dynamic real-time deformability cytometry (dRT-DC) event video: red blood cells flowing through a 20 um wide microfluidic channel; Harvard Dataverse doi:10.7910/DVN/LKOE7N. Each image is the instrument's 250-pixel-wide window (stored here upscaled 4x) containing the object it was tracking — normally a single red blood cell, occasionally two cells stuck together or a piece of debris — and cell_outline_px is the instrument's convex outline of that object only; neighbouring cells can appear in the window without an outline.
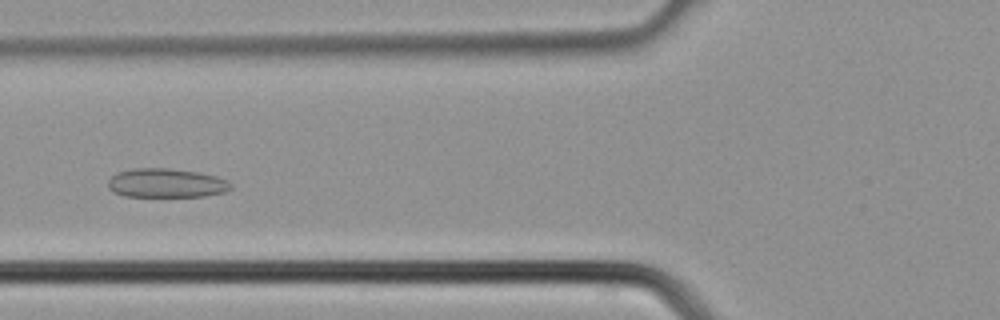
{"species": "common noctule bat (a hibernating species)", "species_latin": "Nyctalus noctula", "temperature_condition": "cold", "stored_images_in_passage": 37, "camera_frame_rate_fps": 3000, "um_per_image_px": 0.085, "animal": {"sex": "male", "body_mass_g": 21.5, "forearm_length_mm": 52.0}, "frame": {"image": 1, "passage_image": 13, "time_ms": 4.0, "image_size_px": [1000, 320], "cell_outline_px": [[232, 188], [224, 192], [204, 196], [124, 196], [112, 192], [108, 188], [108, 180], [116, 172], [132, 168], [168, 168], [200, 172], [216, 176], [228, 180], [232, 184]], "centroid_in_image_um": [14.12, 15.55], "position_along_channel_um": 111.7, "area_um2": 20.98}}
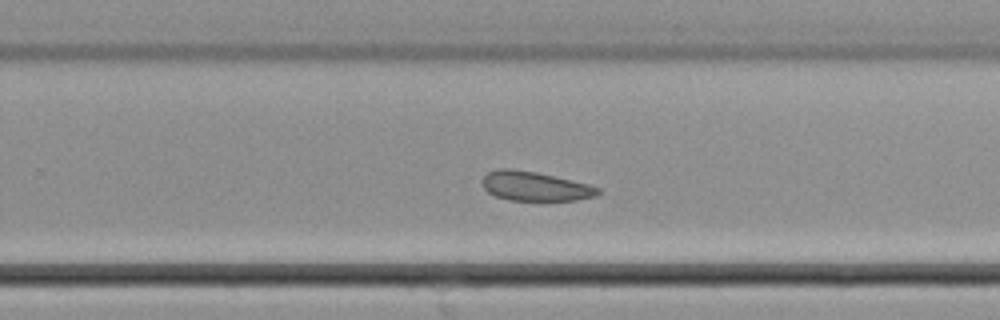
{"frame": {"image": 2, "passage_image": 23, "time_ms": 7.333, "image_size_px": [1000, 320], "cell_outline_px": [[600, 192], [596, 196], [576, 200], [508, 200], [496, 196], [488, 192], [484, 188], [480, 180], [488, 172], [496, 168], [512, 168], [536, 172], [588, 184], [600, 188]], "centroid_in_image_um": [45.43, 15.82], "position_along_channel_um": 284.4, "area_um2": 19.77}}
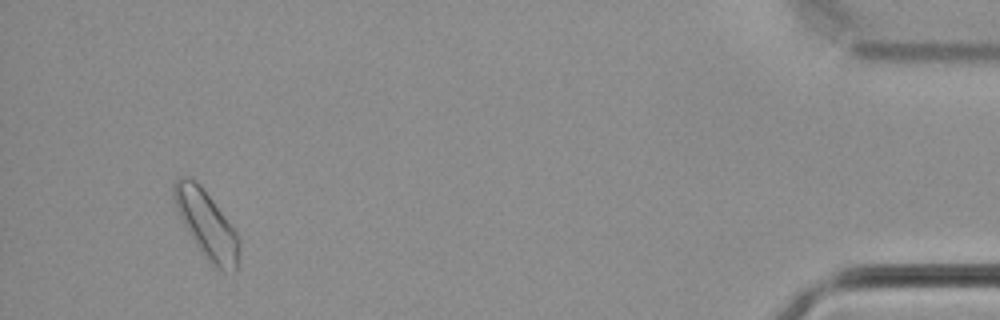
{"frame": {"image": 3, "passage_image": 35, "time_ms": 11.333, "image_size_px": [1000, 320], "cell_outline_px": [[240, 248], [236, 268], [224, 272], [220, 272], [204, 256], [188, 232], [176, 208], [172, 196], [172, 188], [176, 180], [180, 176], [184, 176], [200, 184], [236, 232], [240, 240]], "centroid_in_image_um": [17.55, 19.08], "position_along_channel_um": 417.6, "area_um2": 25.09}}